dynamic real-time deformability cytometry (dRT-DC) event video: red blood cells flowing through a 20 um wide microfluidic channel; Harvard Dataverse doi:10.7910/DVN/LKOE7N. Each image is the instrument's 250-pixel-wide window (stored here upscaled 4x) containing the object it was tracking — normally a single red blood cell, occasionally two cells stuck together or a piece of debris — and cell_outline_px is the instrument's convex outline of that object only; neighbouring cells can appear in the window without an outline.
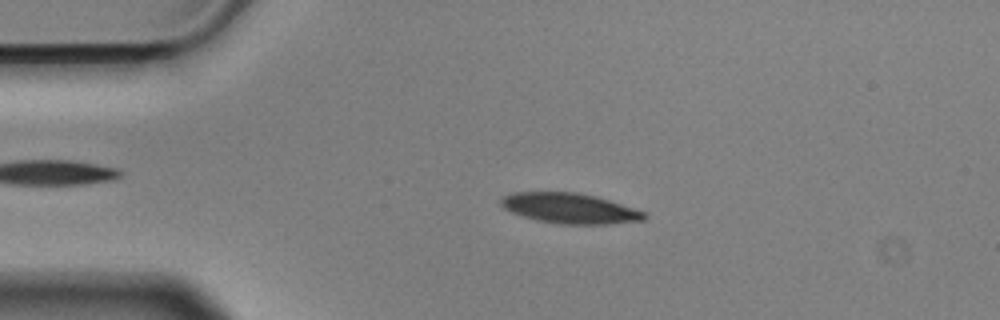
{"species": "Egyptian fruit bat (a non-hibernating species)", "species_latin": "Rousettus aegyptiacus", "temperature_condition": "cold", "stored_images_in_passage": 55, "camera_frame_rate_fps": 3000, "um_per_image_px": 0.085, "animal": {"sex": "male"}, "frame": {"image": 1, "passage_image": 11, "time_ms": 3.333, "image_size_px": [1000, 320], "cell_outline_px": [[648, 216], [644, 220], [608, 224], [560, 224], [536, 220], [512, 212], [504, 208], [500, 204], [500, 200], [504, 196], [512, 192], [576, 192], [608, 200], [648, 212]], "centroid_in_image_um": [48.45, 17.71], "position_along_channel_um": 36.5, "area_um2": 25.2}}
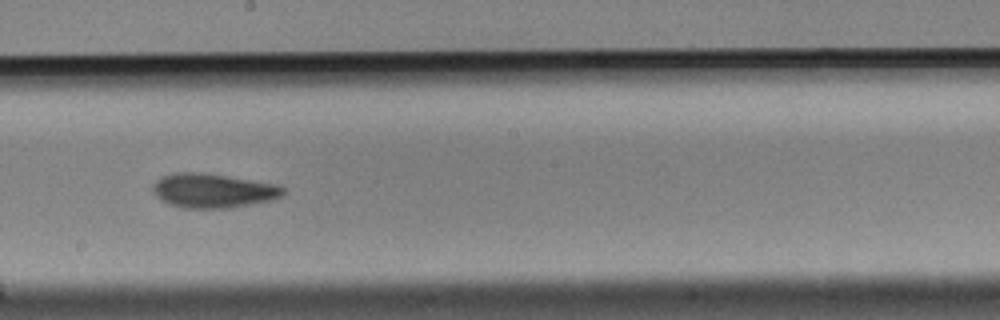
{"frame": {"image": 2, "passage_image": 30, "time_ms": 9.667, "image_size_px": [1000, 320], "cell_outline_px": [[284, 196], [272, 200], [252, 204], [228, 208], [184, 208], [168, 204], [160, 200], [156, 196], [152, 188], [152, 184], [160, 176], [176, 172], [204, 172], [272, 184], [284, 188]], "centroid_in_image_um": [18.05, 16.21], "position_along_channel_um": 230.2, "area_um2": 26.07}}
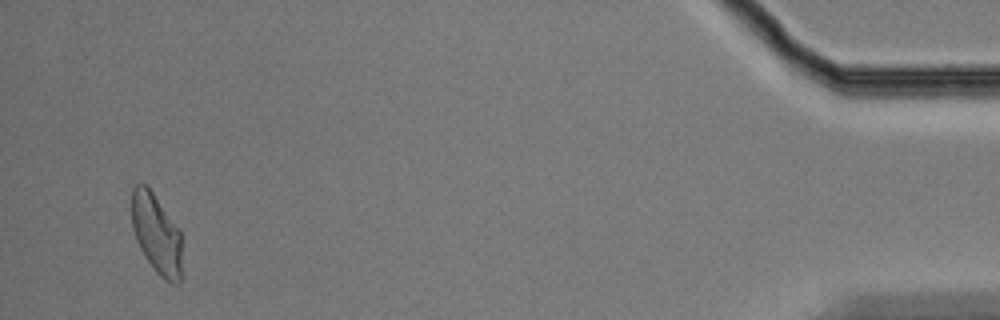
{"frame": {"image": 3, "passage_image": 53, "time_ms": 17.333, "image_size_px": [1000, 320], "cell_outline_px": [[180, 284], [172, 284], [164, 280], [156, 272], [144, 256], [136, 240], [132, 228], [132, 188], [136, 184], [144, 184], [152, 192], [180, 232]], "centroid_in_image_um": [13.27, 19.92], "position_along_channel_um": 421.9, "area_um2": 22.89}, "authors_computed_cell_mechanics": {"area_um2": 24.9118, "velocity_mm_per_s": 3.5652, "shape_relaxation_time_tau1_ms": 5.8307, "shape_relaxation_time_tau2_ms": 5.5945, "deformation_change_tau1": 0.144, "deformation_change_tau2": 0.1291}}